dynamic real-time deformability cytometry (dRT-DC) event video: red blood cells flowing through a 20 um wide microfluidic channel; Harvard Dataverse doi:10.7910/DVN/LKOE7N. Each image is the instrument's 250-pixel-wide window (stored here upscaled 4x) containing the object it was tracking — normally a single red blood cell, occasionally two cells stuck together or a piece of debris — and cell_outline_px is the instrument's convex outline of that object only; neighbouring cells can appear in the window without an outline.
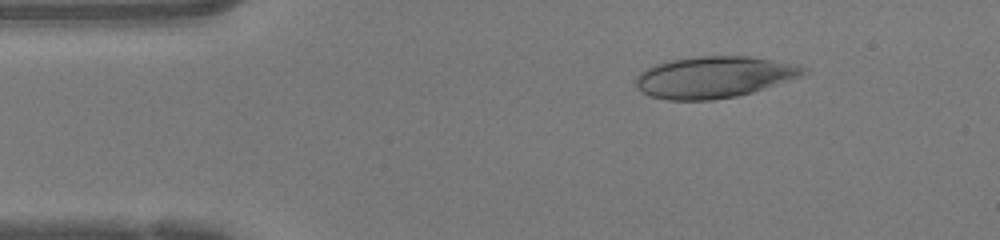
{"species": "human", "species_latin": "Homo sapiens", "temperature_condition": "warm", "stored_images_in_passage": 46, "camera_frame_rate_fps": 3000, "um_per_image_px": 0.085, "donor": {"sex": "female"}, "frame": {"image": 1, "passage_image": 6, "time_ms": 1.667, "image_size_px": [1000, 240], "cell_outline_px": [[812, 72], [752, 92], [736, 96], [712, 100], [668, 100], [648, 96], [640, 92], [636, 88], [636, 76], [644, 68], [652, 64], [668, 60], [692, 56], [748, 56], [796, 64], [808, 68]], "centroid_in_image_um": [60.64, 6.54], "position_along_channel_um": 24.4, "area_um2": 40.98}}
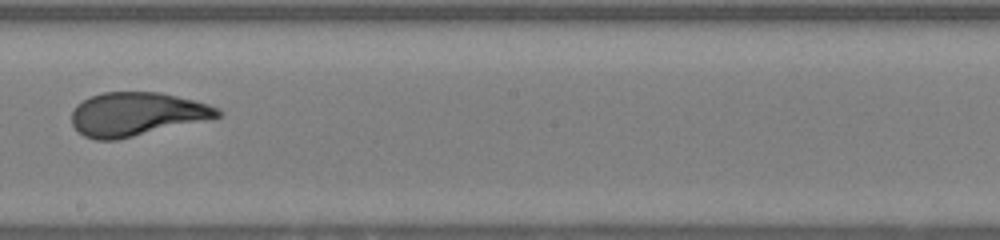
{"frame": {"image": 2, "passage_image": 25, "time_ms": 8.0, "image_size_px": [1000, 240], "cell_outline_px": [[220, 116], [116, 140], [96, 140], [84, 136], [72, 124], [72, 112], [76, 104], [92, 96], [104, 92], [160, 92], [208, 104], [220, 108]], "centroid_in_image_um": [11.56, 9.69], "position_along_channel_um": 236.6, "area_um2": 36.41}}
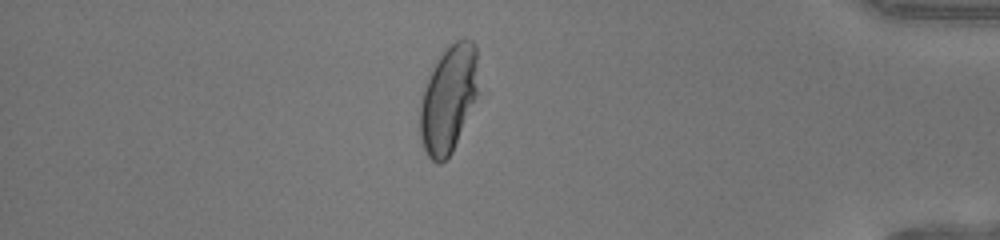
{"frame": {"image": 3, "passage_image": 39, "time_ms": 12.667, "image_size_px": [1000, 240], "cell_outline_px": [[480, 92], [452, 152], [440, 164], [436, 164], [428, 156], [424, 148], [420, 136], [420, 100], [428, 76], [432, 68], [440, 56], [456, 40], [464, 36], [472, 40], [476, 44]], "centroid_in_image_um": [38.16, 8.38], "position_along_channel_um": 397.0, "area_um2": 36.99}, "authors_computed_cell_mechanics": {"area_um2": 38.9283, "velocity_mm_per_s": 4.2949, "shape_relaxation_time_tau1_ms": 3.7171, "shape_relaxation_time_tau2_ms": 0.732, "deformation_change_tau1": 0.1789, "deformation_change_tau2": 0.0603}}